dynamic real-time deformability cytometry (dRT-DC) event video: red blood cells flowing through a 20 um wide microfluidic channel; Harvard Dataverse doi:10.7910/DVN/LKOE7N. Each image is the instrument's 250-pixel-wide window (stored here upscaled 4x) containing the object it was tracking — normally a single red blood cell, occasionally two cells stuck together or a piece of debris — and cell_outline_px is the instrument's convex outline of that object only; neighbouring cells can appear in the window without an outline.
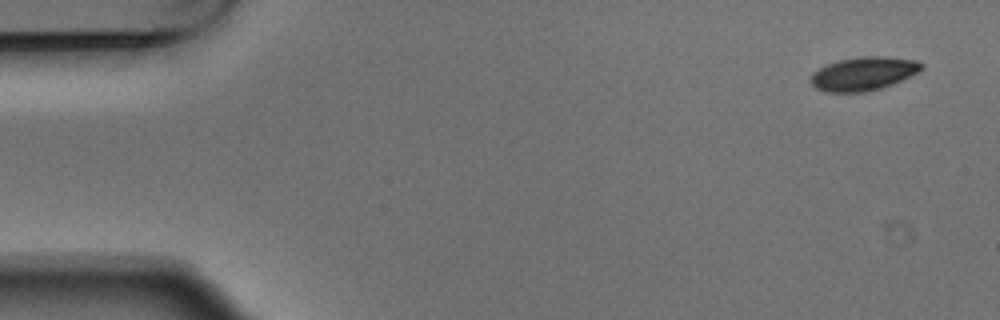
{"species": "Egyptian fruit bat (a non-hibernating species)", "species_latin": "Rousettus aegyptiacus", "temperature_condition": "warm", "stored_images_in_passage": 7, "camera_frame_rate_fps": 3000, "um_per_image_px": 0.085, "animal": {"sex": "male"}, "frame": {"image": 1, "passage_image": 1, "time_ms": 0.0, "image_size_px": [1000, 320], "cell_outline_px": [[924, 68], [892, 84], [868, 92], [824, 92], [816, 88], [808, 80], [812, 72], [828, 64], [840, 60], [864, 56], [884, 56], [916, 60], [924, 64]], "centroid_in_image_um": [73.36, 6.27], "position_along_channel_um": 11.6, "area_um2": 21.56}}
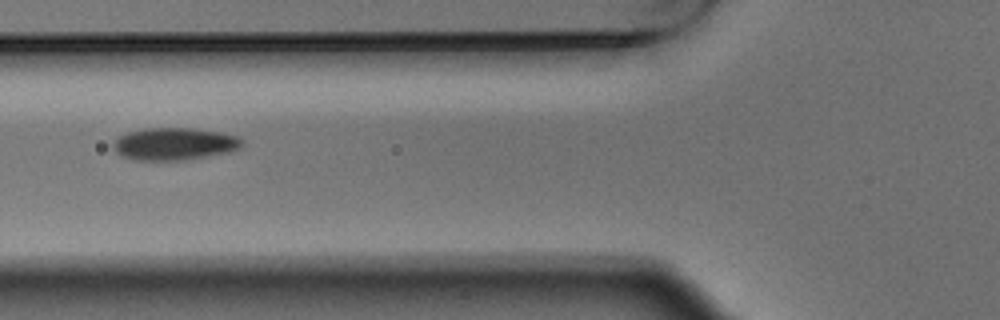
{"frame": {"image": 2, "passage_image": 6, "time_ms": 1.667, "image_size_px": [1000, 320], "cell_outline_px": [[244, 144], [240, 148], [228, 152], [180, 160], [132, 160], [120, 156], [112, 148], [112, 144], [120, 136], [128, 132], [144, 128], [192, 128], [220, 132], [240, 136], [244, 140]], "centroid_in_image_um": [14.82, 12.22], "position_along_channel_um": 111.0, "area_um2": 24.39}}
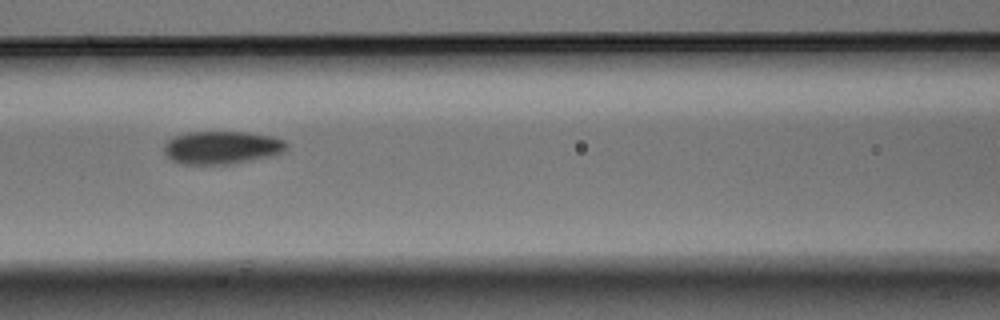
{"frame": {"image": 3, "passage_image": 7, "time_ms": 2.0, "image_size_px": [1000, 320], "cell_outline_px": [[288, 148], [284, 152], [276, 156], [232, 164], [180, 164], [172, 160], [164, 152], [164, 144], [168, 140], [176, 136], [188, 132], [248, 132], [272, 136], [284, 140], [288, 144]], "centroid_in_image_um": [18.92, 12.55], "position_along_channel_um": 147.7, "area_um2": 23.87}}